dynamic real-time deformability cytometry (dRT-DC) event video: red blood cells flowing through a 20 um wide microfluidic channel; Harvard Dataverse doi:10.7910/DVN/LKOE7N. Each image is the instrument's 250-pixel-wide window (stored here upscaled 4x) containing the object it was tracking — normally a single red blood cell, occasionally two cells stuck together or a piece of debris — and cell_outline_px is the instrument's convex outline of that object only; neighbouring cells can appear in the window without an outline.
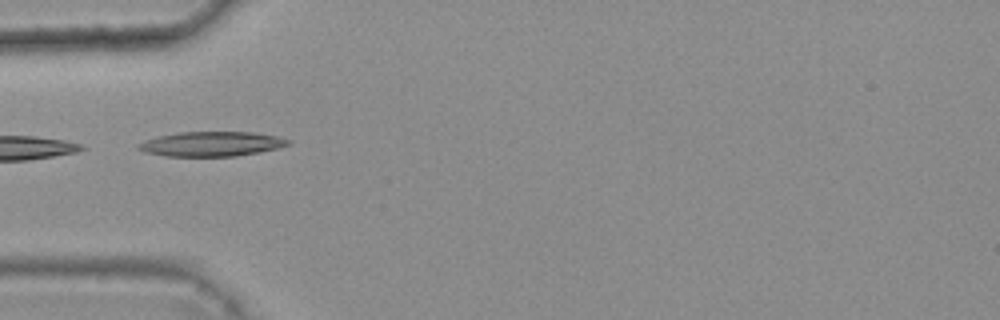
{"species": "common noctule bat (a hibernating species)", "species_latin": "Nyctalus noctula", "temperature_condition": "warm", "stored_images_in_passage": 8, "camera_frame_rate_fps": 3000, "um_per_image_px": 0.085, "animal": {"sex": "female", "body_mass_g": 25.1}, "frame": {"image": 1, "passage_image": 2, "time_ms": 0.333, "image_size_px": [1000, 320], "cell_outline_px": [[292, 144], [260, 152], [236, 156], [164, 156], [144, 152], [136, 148], [136, 144], [144, 140], [156, 136], [180, 132], [252, 132], [280, 136], [292, 140]], "centroid_in_image_um": [17.97, 12.23], "position_along_channel_um": 67.0, "area_um2": 21.85}}
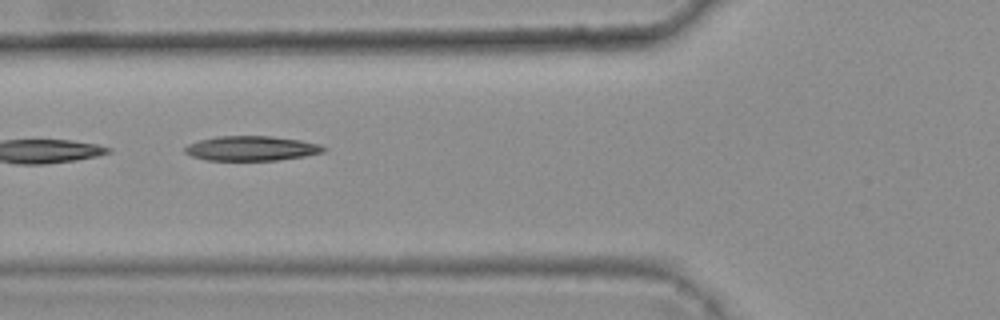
{"frame": {"image": 2, "passage_image": 3, "time_ms": 0.667, "image_size_px": [1000, 320], "cell_outline_px": [[328, 148], [324, 152], [304, 156], [276, 160], [208, 160], [192, 156], [184, 152], [184, 148], [188, 144], [200, 140], [216, 136], [272, 136], [300, 140], [320, 144]], "centroid_in_image_um": [21.39, 12.6], "position_along_channel_um": 104.4, "area_um2": 19.94}}